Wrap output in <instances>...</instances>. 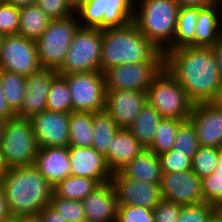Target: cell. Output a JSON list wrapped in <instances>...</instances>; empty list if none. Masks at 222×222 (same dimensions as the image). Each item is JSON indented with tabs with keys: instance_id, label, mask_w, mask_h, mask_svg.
<instances>
[{
	"instance_id": "obj_1",
	"label": "cell",
	"mask_w": 222,
	"mask_h": 222,
	"mask_svg": "<svg viewBox=\"0 0 222 222\" xmlns=\"http://www.w3.org/2000/svg\"><path fill=\"white\" fill-rule=\"evenodd\" d=\"M164 68L194 103L212 102L222 84L212 47L184 46L164 54Z\"/></svg>"
},
{
	"instance_id": "obj_2",
	"label": "cell",
	"mask_w": 222,
	"mask_h": 222,
	"mask_svg": "<svg viewBox=\"0 0 222 222\" xmlns=\"http://www.w3.org/2000/svg\"><path fill=\"white\" fill-rule=\"evenodd\" d=\"M0 184L11 216L16 218L35 219L53 196V186L34 165L3 169Z\"/></svg>"
},
{
	"instance_id": "obj_3",
	"label": "cell",
	"mask_w": 222,
	"mask_h": 222,
	"mask_svg": "<svg viewBox=\"0 0 222 222\" xmlns=\"http://www.w3.org/2000/svg\"><path fill=\"white\" fill-rule=\"evenodd\" d=\"M146 61H164V53L138 30L133 21L102 30L101 72L112 66Z\"/></svg>"
},
{
	"instance_id": "obj_4",
	"label": "cell",
	"mask_w": 222,
	"mask_h": 222,
	"mask_svg": "<svg viewBox=\"0 0 222 222\" xmlns=\"http://www.w3.org/2000/svg\"><path fill=\"white\" fill-rule=\"evenodd\" d=\"M180 4L176 0H139L134 4L133 22L160 50L173 41Z\"/></svg>"
},
{
	"instance_id": "obj_5",
	"label": "cell",
	"mask_w": 222,
	"mask_h": 222,
	"mask_svg": "<svg viewBox=\"0 0 222 222\" xmlns=\"http://www.w3.org/2000/svg\"><path fill=\"white\" fill-rule=\"evenodd\" d=\"M38 148L30 119L15 117L5 122L0 141L3 169L34 165Z\"/></svg>"
},
{
	"instance_id": "obj_6",
	"label": "cell",
	"mask_w": 222,
	"mask_h": 222,
	"mask_svg": "<svg viewBox=\"0 0 222 222\" xmlns=\"http://www.w3.org/2000/svg\"><path fill=\"white\" fill-rule=\"evenodd\" d=\"M147 102L163 118L189 120L194 103L180 83L163 68L147 90Z\"/></svg>"
},
{
	"instance_id": "obj_7",
	"label": "cell",
	"mask_w": 222,
	"mask_h": 222,
	"mask_svg": "<svg viewBox=\"0 0 222 222\" xmlns=\"http://www.w3.org/2000/svg\"><path fill=\"white\" fill-rule=\"evenodd\" d=\"M80 27L76 14L51 20L49 26L35 41L42 69L58 71L66 58L73 37Z\"/></svg>"
},
{
	"instance_id": "obj_8",
	"label": "cell",
	"mask_w": 222,
	"mask_h": 222,
	"mask_svg": "<svg viewBox=\"0 0 222 222\" xmlns=\"http://www.w3.org/2000/svg\"><path fill=\"white\" fill-rule=\"evenodd\" d=\"M132 0H85L76 9L80 27L100 30L125 26L133 21Z\"/></svg>"
},
{
	"instance_id": "obj_9",
	"label": "cell",
	"mask_w": 222,
	"mask_h": 222,
	"mask_svg": "<svg viewBox=\"0 0 222 222\" xmlns=\"http://www.w3.org/2000/svg\"><path fill=\"white\" fill-rule=\"evenodd\" d=\"M102 30L79 27L58 74L100 71Z\"/></svg>"
},
{
	"instance_id": "obj_10",
	"label": "cell",
	"mask_w": 222,
	"mask_h": 222,
	"mask_svg": "<svg viewBox=\"0 0 222 222\" xmlns=\"http://www.w3.org/2000/svg\"><path fill=\"white\" fill-rule=\"evenodd\" d=\"M69 86L72 111L100 112L105 110L106 85L101 71L59 74Z\"/></svg>"
},
{
	"instance_id": "obj_11",
	"label": "cell",
	"mask_w": 222,
	"mask_h": 222,
	"mask_svg": "<svg viewBox=\"0 0 222 222\" xmlns=\"http://www.w3.org/2000/svg\"><path fill=\"white\" fill-rule=\"evenodd\" d=\"M164 68V61H146L112 66L104 73L106 90L147 92L154 78Z\"/></svg>"
},
{
	"instance_id": "obj_12",
	"label": "cell",
	"mask_w": 222,
	"mask_h": 222,
	"mask_svg": "<svg viewBox=\"0 0 222 222\" xmlns=\"http://www.w3.org/2000/svg\"><path fill=\"white\" fill-rule=\"evenodd\" d=\"M0 69L24 76L39 72L36 42L19 34L5 35L0 43Z\"/></svg>"
},
{
	"instance_id": "obj_13",
	"label": "cell",
	"mask_w": 222,
	"mask_h": 222,
	"mask_svg": "<svg viewBox=\"0 0 222 222\" xmlns=\"http://www.w3.org/2000/svg\"><path fill=\"white\" fill-rule=\"evenodd\" d=\"M161 197L179 205L204 202L201 178L192 170L178 173H162Z\"/></svg>"
},
{
	"instance_id": "obj_14",
	"label": "cell",
	"mask_w": 222,
	"mask_h": 222,
	"mask_svg": "<svg viewBox=\"0 0 222 222\" xmlns=\"http://www.w3.org/2000/svg\"><path fill=\"white\" fill-rule=\"evenodd\" d=\"M111 183L118 205H132L152 209L162 200L160 185L127 177L121 170L113 172Z\"/></svg>"
},
{
	"instance_id": "obj_15",
	"label": "cell",
	"mask_w": 222,
	"mask_h": 222,
	"mask_svg": "<svg viewBox=\"0 0 222 222\" xmlns=\"http://www.w3.org/2000/svg\"><path fill=\"white\" fill-rule=\"evenodd\" d=\"M30 120L39 148L69 146L70 113L46 109Z\"/></svg>"
},
{
	"instance_id": "obj_16",
	"label": "cell",
	"mask_w": 222,
	"mask_h": 222,
	"mask_svg": "<svg viewBox=\"0 0 222 222\" xmlns=\"http://www.w3.org/2000/svg\"><path fill=\"white\" fill-rule=\"evenodd\" d=\"M189 120L195 126L199 145L222 147V108L213 102L194 104Z\"/></svg>"
},
{
	"instance_id": "obj_17",
	"label": "cell",
	"mask_w": 222,
	"mask_h": 222,
	"mask_svg": "<svg viewBox=\"0 0 222 222\" xmlns=\"http://www.w3.org/2000/svg\"><path fill=\"white\" fill-rule=\"evenodd\" d=\"M147 103V92L107 90L105 110L119 128L127 129Z\"/></svg>"
},
{
	"instance_id": "obj_18",
	"label": "cell",
	"mask_w": 222,
	"mask_h": 222,
	"mask_svg": "<svg viewBox=\"0 0 222 222\" xmlns=\"http://www.w3.org/2000/svg\"><path fill=\"white\" fill-rule=\"evenodd\" d=\"M58 75L56 70L41 69L37 73L26 76V92L22 106L16 113L17 118L31 119L46 110L50 86Z\"/></svg>"
},
{
	"instance_id": "obj_19",
	"label": "cell",
	"mask_w": 222,
	"mask_h": 222,
	"mask_svg": "<svg viewBox=\"0 0 222 222\" xmlns=\"http://www.w3.org/2000/svg\"><path fill=\"white\" fill-rule=\"evenodd\" d=\"M69 159L72 176L95 179L100 184L111 181L113 173L105 156L98 153L93 147L69 148Z\"/></svg>"
},
{
	"instance_id": "obj_20",
	"label": "cell",
	"mask_w": 222,
	"mask_h": 222,
	"mask_svg": "<svg viewBox=\"0 0 222 222\" xmlns=\"http://www.w3.org/2000/svg\"><path fill=\"white\" fill-rule=\"evenodd\" d=\"M86 222H116L117 194L110 182L101 184L82 200Z\"/></svg>"
},
{
	"instance_id": "obj_21",
	"label": "cell",
	"mask_w": 222,
	"mask_h": 222,
	"mask_svg": "<svg viewBox=\"0 0 222 222\" xmlns=\"http://www.w3.org/2000/svg\"><path fill=\"white\" fill-rule=\"evenodd\" d=\"M34 166L54 187L71 175L69 147L38 148Z\"/></svg>"
},
{
	"instance_id": "obj_22",
	"label": "cell",
	"mask_w": 222,
	"mask_h": 222,
	"mask_svg": "<svg viewBox=\"0 0 222 222\" xmlns=\"http://www.w3.org/2000/svg\"><path fill=\"white\" fill-rule=\"evenodd\" d=\"M144 149L128 129L119 128L111 140L105 159L113 173L122 170Z\"/></svg>"
},
{
	"instance_id": "obj_23",
	"label": "cell",
	"mask_w": 222,
	"mask_h": 222,
	"mask_svg": "<svg viewBox=\"0 0 222 222\" xmlns=\"http://www.w3.org/2000/svg\"><path fill=\"white\" fill-rule=\"evenodd\" d=\"M222 4H211L200 12L195 26V46L213 47L222 38Z\"/></svg>"
},
{
	"instance_id": "obj_24",
	"label": "cell",
	"mask_w": 222,
	"mask_h": 222,
	"mask_svg": "<svg viewBox=\"0 0 222 222\" xmlns=\"http://www.w3.org/2000/svg\"><path fill=\"white\" fill-rule=\"evenodd\" d=\"M127 177L160 185L162 170L159 155L144 149L121 170Z\"/></svg>"
},
{
	"instance_id": "obj_25",
	"label": "cell",
	"mask_w": 222,
	"mask_h": 222,
	"mask_svg": "<svg viewBox=\"0 0 222 222\" xmlns=\"http://www.w3.org/2000/svg\"><path fill=\"white\" fill-rule=\"evenodd\" d=\"M203 8L204 7L180 6L175 35L172 43L163 51L164 54L171 49L195 46V26L199 12Z\"/></svg>"
},
{
	"instance_id": "obj_26",
	"label": "cell",
	"mask_w": 222,
	"mask_h": 222,
	"mask_svg": "<svg viewBox=\"0 0 222 222\" xmlns=\"http://www.w3.org/2000/svg\"><path fill=\"white\" fill-rule=\"evenodd\" d=\"M162 119L161 114L147 102L127 129L147 149Z\"/></svg>"
},
{
	"instance_id": "obj_27",
	"label": "cell",
	"mask_w": 222,
	"mask_h": 222,
	"mask_svg": "<svg viewBox=\"0 0 222 222\" xmlns=\"http://www.w3.org/2000/svg\"><path fill=\"white\" fill-rule=\"evenodd\" d=\"M93 112L72 111L69 121V148L93 145Z\"/></svg>"
},
{
	"instance_id": "obj_28",
	"label": "cell",
	"mask_w": 222,
	"mask_h": 222,
	"mask_svg": "<svg viewBox=\"0 0 222 222\" xmlns=\"http://www.w3.org/2000/svg\"><path fill=\"white\" fill-rule=\"evenodd\" d=\"M51 20L36 4L22 7L18 34L36 41L49 26Z\"/></svg>"
},
{
	"instance_id": "obj_29",
	"label": "cell",
	"mask_w": 222,
	"mask_h": 222,
	"mask_svg": "<svg viewBox=\"0 0 222 222\" xmlns=\"http://www.w3.org/2000/svg\"><path fill=\"white\" fill-rule=\"evenodd\" d=\"M100 185L95 179L70 175L53 187V194L64 199L82 201Z\"/></svg>"
},
{
	"instance_id": "obj_30",
	"label": "cell",
	"mask_w": 222,
	"mask_h": 222,
	"mask_svg": "<svg viewBox=\"0 0 222 222\" xmlns=\"http://www.w3.org/2000/svg\"><path fill=\"white\" fill-rule=\"evenodd\" d=\"M119 127L106 110L93 113V145L92 147L106 156L111 140Z\"/></svg>"
},
{
	"instance_id": "obj_31",
	"label": "cell",
	"mask_w": 222,
	"mask_h": 222,
	"mask_svg": "<svg viewBox=\"0 0 222 222\" xmlns=\"http://www.w3.org/2000/svg\"><path fill=\"white\" fill-rule=\"evenodd\" d=\"M3 92L10 108L17 113L26 92V76L0 69Z\"/></svg>"
},
{
	"instance_id": "obj_32",
	"label": "cell",
	"mask_w": 222,
	"mask_h": 222,
	"mask_svg": "<svg viewBox=\"0 0 222 222\" xmlns=\"http://www.w3.org/2000/svg\"><path fill=\"white\" fill-rule=\"evenodd\" d=\"M183 121L184 120L163 118L157 127L152 144L147 149L158 155L172 150L178 127Z\"/></svg>"
},
{
	"instance_id": "obj_33",
	"label": "cell",
	"mask_w": 222,
	"mask_h": 222,
	"mask_svg": "<svg viewBox=\"0 0 222 222\" xmlns=\"http://www.w3.org/2000/svg\"><path fill=\"white\" fill-rule=\"evenodd\" d=\"M46 109L54 112L71 113V94L67 81L58 75L50 86Z\"/></svg>"
},
{
	"instance_id": "obj_34",
	"label": "cell",
	"mask_w": 222,
	"mask_h": 222,
	"mask_svg": "<svg viewBox=\"0 0 222 222\" xmlns=\"http://www.w3.org/2000/svg\"><path fill=\"white\" fill-rule=\"evenodd\" d=\"M199 142L195 126L190 120L183 121L178 127L173 150L184 154L185 157L193 159L199 149Z\"/></svg>"
},
{
	"instance_id": "obj_35",
	"label": "cell",
	"mask_w": 222,
	"mask_h": 222,
	"mask_svg": "<svg viewBox=\"0 0 222 222\" xmlns=\"http://www.w3.org/2000/svg\"><path fill=\"white\" fill-rule=\"evenodd\" d=\"M219 148L199 146L198 151L192 159V171L199 176H209L217 167Z\"/></svg>"
},
{
	"instance_id": "obj_36",
	"label": "cell",
	"mask_w": 222,
	"mask_h": 222,
	"mask_svg": "<svg viewBox=\"0 0 222 222\" xmlns=\"http://www.w3.org/2000/svg\"><path fill=\"white\" fill-rule=\"evenodd\" d=\"M49 205L68 222H86L82 201L64 199L53 194Z\"/></svg>"
},
{
	"instance_id": "obj_37",
	"label": "cell",
	"mask_w": 222,
	"mask_h": 222,
	"mask_svg": "<svg viewBox=\"0 0 222 222\" xmlns=\"http://www.w3.org/2000/svg\"><path fill=\"white\" fill-rule=\"evenodd\" d=\"M20 8L0 0V34L17 35L19 32Z\"/></svg>"
},
{
	"instance_id": "obj_38",
	"label": "cell",
	"mask_w": 222,
	"mask_h": 222,
	"mask_svg": "<svg viewBox=\"0 0 222 222\" xmlns=\"http://www.w3.org/2000/svg\"><path fill=\"white\" fill-rule=\"evenodd\" d=\"M162 173H178L192 170V159L170 150L159 155Z\"/></svg>"
},
{
	"instance_id": "obj_39",
	"label": "cell",
	"mask_w": 222,
	"mask_h": 222,
	"mask_svg": "<svg viewBox=\"0 0 222 222\" xmlns=\"http://www.w3.org/2000/svg\"><path fill=\"white\" fill-rule=\"evenodd\" d=\"M213 213V205L205 201L193 205H181L178 222H208Z\"/></svg>"
},
{
	"instance_id": "obj_40",
	"label": "cell",
	"mask_w": 222,
	"mask_h": 222,
	"mask_svg": "<svg viewBox=\"0 0 222 222\" xmlns=\"http://www.w3.org/2000/svg\"><path fill=\"white\" fill-rule=\"evenodd\" d=\"M36 5L52 20L64 19L75 14L69 0H37Z\"/></svg>"
},
{
	"instance_id": "obj_41",
	"label": "cell",
	"mask_w": 222,
	"mask_h": 222,
	"mask_svg": "<svg viewBox=\"0 0 222 222\" xmlns=\"http://www.w3.org/2000/svg\"><path fill=\"white\" fill-rule=\"evenodd\" d=\"M116 222H154L153 210L132 205H118Z\"/></svg>"
},
{
	"instance_id": "obj_42",
	"label": "cell",
	"mask_w": 222,
	"mask_h": 222,
	"mask_svg": "<svg viewBox=\"0 0 222 222\" xmlns=\"http://www.w3.org/2000/svg\"><path fill=\"white\" fill-rule=\"evenodd\" d=\"M204 201L211 205L222 202V175L215 173L201 179Z\"/></svg>"
},
{
	"instance_id": "obj_43",
	"label": "cell",
	"mask_w": 222,
	"mask_h": 222,
	"mask_svg": "<svg viewBox=\"0 0 222 222\" xmlns=\"http://www.w3.org/2000/svg\"><path fill=\"white\" fill-rule=\"evenodd\" d=\"M181 205L162 199L154 208V222H178Z\"/></svg>"
},
{
	"instance_id": "obj_44",
	"label": "cell",
	"mask_w": 222,
	"mask_h": 222,
	"mask_svg": "<svg viewBox=\"0 0 222 222\" xmlns=\"http://www.w3.org/2000/svg\"><path fill=\"white\" fill-rule=\"evenodd\" d=\"M36 222H68L66 218L60 216L50 205L43 208L35 218Z\"/></svg>"
},
{
	"instance_id": "obj_45",
	"label": "cell",
	"mask_w": 222,
	"mask_h": 222,
	"mask_svg": "<svg viewBox=\"0 0 222 222\" xmlns=\"http://www.w3.org/2000/svg\"><path fill=\"white\" fill-rule=\"evenodd\" d=\"M16 117V113L10 108L4 92H3V84L0 79V119L2 120H10Z\"/></svg>"
},
{
	"instance_id": "obj_46",
	"label": "cell",
	"mask_w": 222,
	"mask_h": 222,
	"mask_svg": "<svg viewBox=\"0 0 222 222\" xmlns=\"http://www.w3.org/2000/svg\"><path fill=\"white\" fill-rule=\"evenodd\" d=\"M10 217L12 216L9 211L7 201H6V198L3 193V189L0 184V222H3L9 219Z\"/></svg>"
},
{
	"instance_id": "obj_47",
	"label": "cell",
	"mask_w": 222,
	"mask_h": 222,
	"mask_svg": "<svg viewBox=\"0 0 222 222\" xmlns=\"http://www.w3.org/2000/svg\"><path fill=\"white\" fill-rule=\"evenodd\" d=\"M180 6L207 7L212 3L209 0H176Z\"/></svg>"
},
{
	"instance_id": "obj_48",
	"label": "cell",
	"mask_w": 222,
	"mask_h": 222,
	"mask_svg": "<svg viewBox=\"0 0 222 222\" xmlns=\"http://www.w3.org/2000/svg\"><path fill=\"white\" fill-rule=\"evenodd\" d=\"M212 49L216 56L219 73L222 77V38L212 47Z\"/></svg>"
},
{
	"instance_id": "obj_49",
	"label": "cell",
	"mask_w": 222,
	"mask_h": 222,
	"mask_svg": "<svg viewBox=\"0 0 222 222\" xmlns=\"http://www.w3.org/2000/svg\"><path fill=\"white\" fill-rule=\"evenodd\" d=\"M8 4H11L17 8H22L29 5H35L37 0H2Z\"/></svg>"
},
{
	"instance_id": "obj_50",
	"label": "cell",
	"mask_w": 222,
	"mask_h": 222,
	"mask_svg": "<svg viewBox=\"0 0 222 222\" xmlns=\"http://www.w3.org/2000/svg\"><path fill=\"white\" fill-rule=\"evenodd\" d=\"M214 173L215 175H222V147L219 148L217 167Z\"/></svg>"
},
{
	"instance_id": "obj_51",
	"label": "cell",
	"mask_w": 222,
	"mask_h": 222,
	"mask_svg": "<svg viewBox=\"0 0 222 222\" xmlns=\"http://www.w3.org/2000/svg\"><path fill=\"white\" fill-rule=\"evenodd\" d=\"M212 102L216 106H219L220 108H222V84L219 87L218 93H217L216 97L214 98V100Z\"/></svg>"
},
{
	"instance_id": "obj_52",
	"label": "cell",
	"mask_w": 222,
	"mask_h": 222,
	"mask_svg": "<svg viewBox=\"0 0 222 222\" xmlns=\"http://www.w3.org/2000/svg\"><path fill=\"white\" fill-rule=\"evenodd\" d=\"M214 213L222 220V202L213 206Z\"/></svg>"
},
{
	"instance_id": "obj_53",
	"label": "cell",
	"mask_w": 222,
	"mask_h": 222,
	"mask_svg": "<svg viewBox=\"0 0 222 222\" xmlns=\"http://www.w3.org/2000/svg\"><path fill=\"white\" fill-rule=\"evenodd\" d=\"M85 0H69L70 4L76 9Z\"/></svg>"
},
{
	"instance_id": "obj_54",
	"label": "cell",
	"mask_w": 222,
	"mask_h": 222,
	"mask_svg": "<svg viewBox=\"0 0 222 222\" xmlns=\"http://www.w3.org/2000/svg\"><path fill=\"white\" fill-rule=\"evenodd\" d=\"M208 222H222V220L215 213H213Z\"/></svg>"
},
{
	"instance_id": "obj_55",
	"label": "cell",
	"mask_w": 222,
	"mask_h": 222,
	"mask_svg": "<svg viewBox=\"0 0 222 222\" xmlns=\"http://www.w3.org/2000/svg\"><path fill=\"white\" fill-rule=\"evenodd\" d=\"M5 120L0 119V141L3 135V129H4V125H5Z\"/></svg>"
},
{
	"instance_id": "obj_56",
	"label": "cell",
	"mask_w": 222,
	"mask_h": 222,
	"mask_svg": "<svg viewBox=\"0 0 222 222\" xmlns=\"http://www.w3.org/2000/svg\"><path fill=\"white\" fill-rule=\"evenodd\" d=\"M15 222H36L35 219H21L15 217Z\"/></svg>"
},
{
	"instance_id": "obj_57",
	"label": "cell",
	"mask_w": 222,
	"mask_h": 222,
	"mask_svg": "<svg viewBox=\"0 0 222 222\" xmlns=\"http://www.w3.org/2000/svg\"><path fill=\"white\" fill-rule=\"evenodd\" d=\"M212 4H222V0H209Z\"/></svg>"
},
{
	"instance_id": "obj_58",
	"label": "cell",
	"mask_w": 222,
	"mask_h": 222,
	"mask_svg": "<svg viewBox=\"0 0 222 222\" xmlns=\"http://www.w3.org/2000/svg\"><path fill=\"white\" fill-rule=\"evenodd\" d=\"M3 222H15V217H10L9 219L3 221Z\"/></svg>"
},
{
	"instance_id": "obj_59",
	"label": "cell",
	"mask_w": 222,
	"mask_h": 222,
	"mask_svg": "<svg viewBox=\"0 0 222 222\" xmlns=\"http://www.w3.org/2000/svg\"><path fill=\"white\" fill-rule=\"evenodd\" d=\"M2 172H3V168H2L1 163H0V176H1Z\"/></svg>"
}]
</instances>
